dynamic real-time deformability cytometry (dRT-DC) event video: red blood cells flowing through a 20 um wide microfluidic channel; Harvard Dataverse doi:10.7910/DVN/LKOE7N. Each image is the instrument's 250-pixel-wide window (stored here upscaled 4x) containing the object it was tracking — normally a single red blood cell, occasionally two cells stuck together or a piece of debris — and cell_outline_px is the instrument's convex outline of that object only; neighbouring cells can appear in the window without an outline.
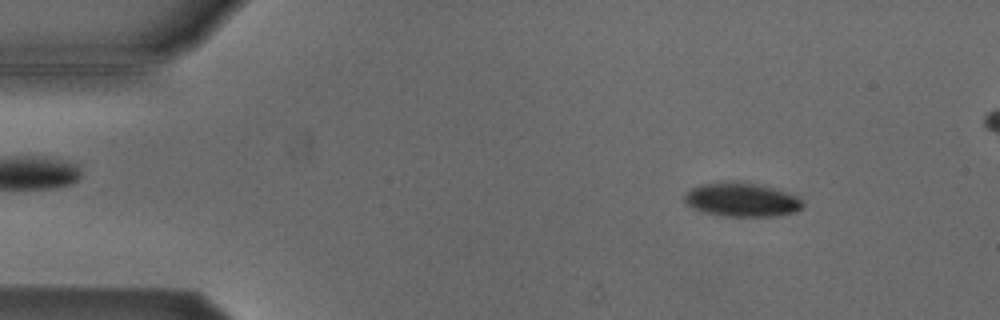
{"species": "Egyptian fruit bat (a non-hibernating species)", "species_latin": "Rousettus aegyptiacus", "temperature_condition": "cold", "stored_images_in_passage": 51, "camera_frame_rate_fps": 3000, "um_per_image_px": 0.085, "animal": {"sex": "male"}, "frame": {"image": 1, "passage_image": 6, "time_ms": 1.667, "image_size_px": [1000, 320], "cell_outline_px": [[804, 204], [800, 208], [792, 212], [772, 216], [724, 216], [704, 212], [692, 208], [684, 200], [684, 196], [692, 188], [704, 184], [736, 180], [740, 180], [764, 184], [796, 196]], "centroid_in_image_um": [63.03, 16.95], "position_along_channel_um": 22.0, "area_um2": 23.29}}
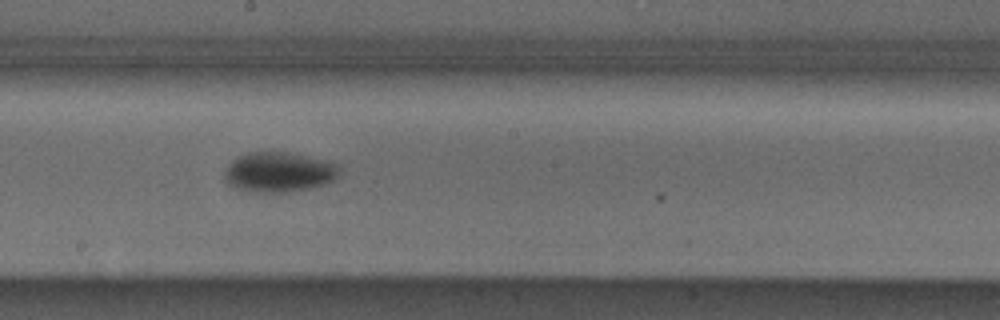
{"frame": {"image": 2, "passage_image": 28, "time_ms": 9.0, "image_size_px": [1000, 320], "cell_outline_px": [[340, 176], [324, 184], [308, 188], [288, 192], [264, 192], [232, 188], [224, 180], [224, 168], [232, 160], [248, 152], [288, 152], [308, 156], [340, 164]], "centroid_in_image_um": [23.7, 14.62], "position_along_channel_um": 224.5, "area_um2": 26.93}}
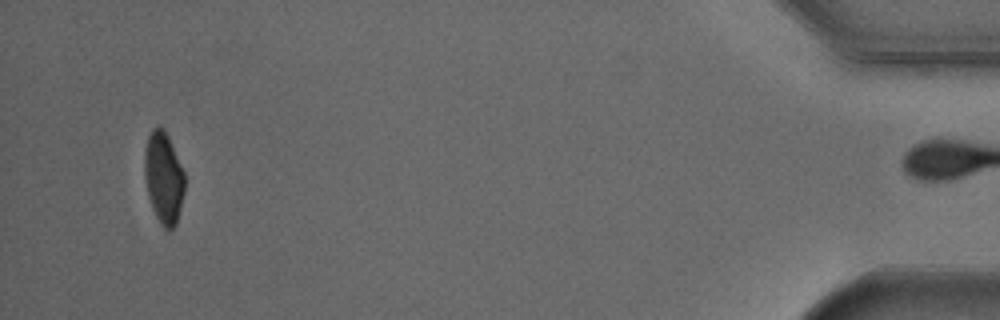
{"frame": {"image": 3, "passage_image": 50, "time_ms": 16.333, "image_size_px": [1000, 320], "cell_outline_px": [[184, 192], [176, 224], [168, 232], [160, 224], [152, 208], [148, 196], [144, 176], [144, 152], [148, 136], [152, 128], [160, 124], [164, 128], [168, 136], [184, 172]], "centroid_in_image_um": [13.89, 15.09], "position_along_channel_um": 421.3, "area_um2": 21.56}, "authors_computed_cell_mechanics": {"area_um2": 24.1604, "velocity_mm_per_s": 3.831, "shape_relaxation_time_tau1_ms": 2.3632, "shape_relaxation_time_tau2_ms": null, "deformation_change_tau1": 0.1144, "deformation_change_tau2": null}}